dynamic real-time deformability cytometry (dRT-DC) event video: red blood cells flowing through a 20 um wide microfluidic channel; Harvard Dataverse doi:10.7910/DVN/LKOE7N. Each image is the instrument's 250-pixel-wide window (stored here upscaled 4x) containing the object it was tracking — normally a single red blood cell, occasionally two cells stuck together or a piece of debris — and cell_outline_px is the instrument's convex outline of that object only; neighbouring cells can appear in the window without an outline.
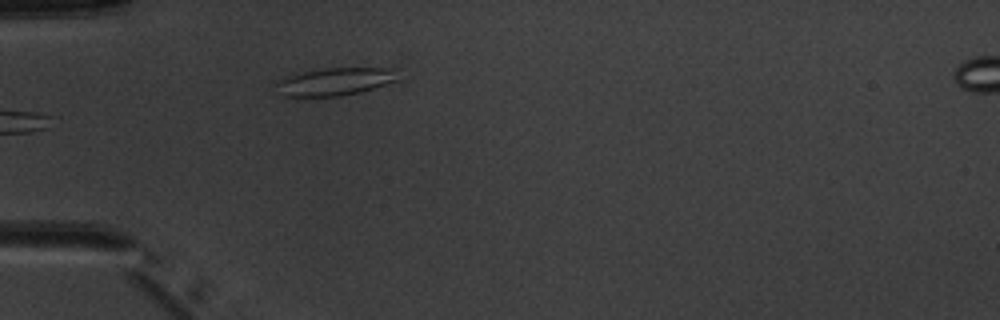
{"species": "common noctule bat (a hibernating species)", "species_latin": "Nyctalus noctula", "temperature_condition": "warm", "stored_images_in_passage": 4, "camera_frame_rate_fps": 3000, "um_per_image_px": 0.085, "animal": {"sex": "male", "body_mass_g": 20.1, "forearm_length_mm": 53.5}, "frame": {"image": 1, "passage_image": 3, "time_ms": 2.333, "image_size_px": [1000, 320], "cell_outline_px": [[400, 80], [360, 92], [340, 96], [280, 96], [272, 84], [276, 80], [284, 76], [300, 72], [324, 68], [392, 68]], "centroid_in_image_um": [28.37, 6.94], "position_along_channel_um": 56.6, "area_um2": 20.0}}